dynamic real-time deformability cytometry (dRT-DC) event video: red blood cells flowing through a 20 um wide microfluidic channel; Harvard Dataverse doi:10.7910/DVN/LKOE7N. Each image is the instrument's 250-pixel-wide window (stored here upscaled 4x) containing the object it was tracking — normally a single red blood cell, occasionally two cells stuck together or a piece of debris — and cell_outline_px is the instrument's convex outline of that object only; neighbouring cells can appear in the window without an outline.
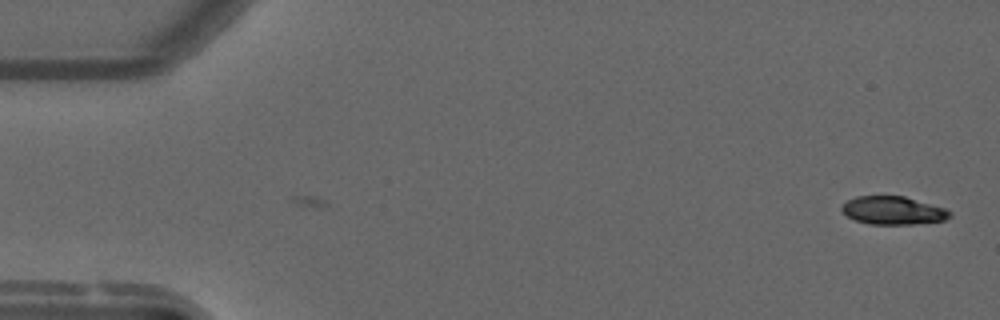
{"species": "common noctule bat (a hibernating species)", "species_latin": "Nyctalus noctula", "temperature_condition": "warm", "stored_images_in_passage": 7, "camera_frame_rate_fps": 3000, "um_per_image_px": 0.085, "animal": {"sex": "male", "forearm_length_mm": 52.5}, "frame": {"image": 1, "passage_image": 7, "time_ms": 2.0, "image_size_px": [1000, 320], "cell_outline_px": [[952, 216], [944, 220], [912, 224], [868, 224], [856, 220], [848, 216], [840, 208], [848, 200], [856, 196], [904, 196], [944, 208], [952, 212]], "centroid_in_image_um": [75.92, 17.89], "position_along_channel_um": 9.1, "area_um2": 17.51}}